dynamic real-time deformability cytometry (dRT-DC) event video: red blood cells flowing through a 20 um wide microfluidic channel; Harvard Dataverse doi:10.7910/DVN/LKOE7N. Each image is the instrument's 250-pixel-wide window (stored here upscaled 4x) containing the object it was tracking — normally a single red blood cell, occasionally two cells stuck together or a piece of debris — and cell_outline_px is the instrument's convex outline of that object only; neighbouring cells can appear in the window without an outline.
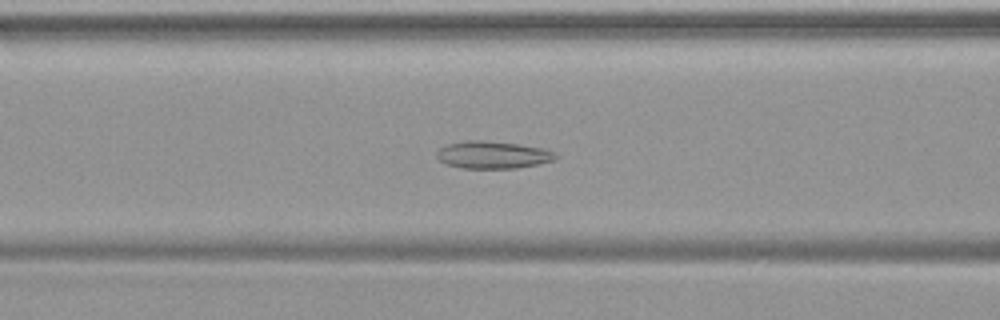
{"species": "common noctule bat (a hibernating species)", "species_latin": "Nyctalus noctula", "temperature_condition": "warm", "stored_images_in_passage": 40, "camera_frame_rate_fps": 3000, "um_per_image_px": 0.085, "animal": {"sex": "female", "body_mass_g": 19.9}, "frame": {"image": 1, "passage_image": 11, "time_ms": 3.333, "image_size_px": [1000, 320], "cell_outline_px": [[556, 156], [552, 160], [540, 164], [516, 168], [460, 168], [444, 164], [436, 156], [436, 152], [440, 148], [448, 144], [464, 140], [480, 140], [520, 144], [540, 148], [556, 152]], "centroid_in_image_um": [41.84, 13.16], "position_along_channel_um": 124.8, "area_um2": 18.96}}
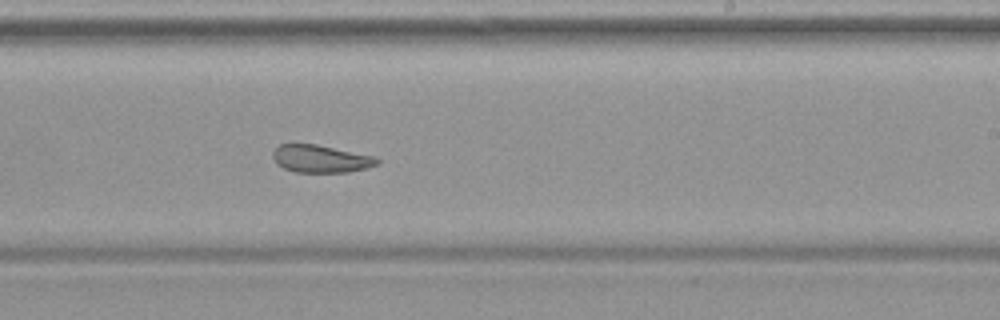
{"frame": {"image": 2, "passage_image": 21, "time_ms": 6.667, "image_size_px": [1000, 320], "cell_outline_px": [[380, 164], [368, 168], [348, 172], [296, 172], [284, 168], [276, 164], [272, 156], [272, 152], [280, 144], [316, 144], [376, 156], [380, 160]], "centroid_in_image_um": [27.3, 13.5], "position_along_channel_um": 261.7, "area_um2": 16.94}}
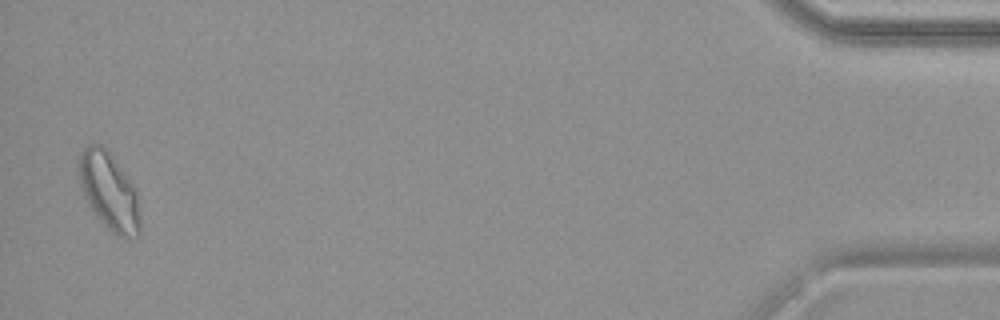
{"frame": {"image": 3, "passage_image": 39, "time_ms": 12.667, "image_size_px": [1000, 320], "cell_outline_px": [[140, 236], [136, 240], [128, 240], [116, 236], [96, 216], [88, 204], [84, 196], [80, 184], [80, 152], [88, 144], [104, 144], [108, 148], [136, 188], [140, 216]], "centroid_in_image_um": [9.33, 16.3], "position_along_channel_um": 425.9, "area_um2": 28.21}}